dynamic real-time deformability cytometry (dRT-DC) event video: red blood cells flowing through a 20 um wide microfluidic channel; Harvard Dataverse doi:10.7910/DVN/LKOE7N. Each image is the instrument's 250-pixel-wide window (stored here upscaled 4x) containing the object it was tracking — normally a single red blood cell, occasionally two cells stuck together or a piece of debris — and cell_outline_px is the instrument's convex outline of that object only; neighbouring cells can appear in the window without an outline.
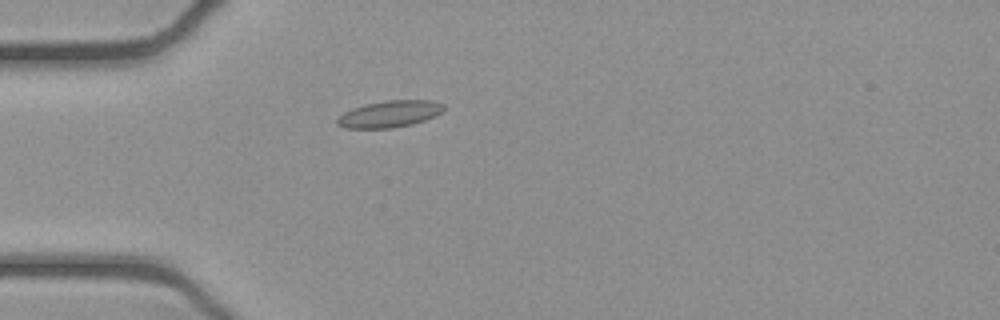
{"species": "common noctule bat (a hibernating species)", "species_latin": "Nyctalus noctula", "temperature_condition": "cold", "stored_images_in_passage": 42, "camera_frame_rate_fps": 3000, "um_per_image_px": 0.085, "animal": {"sex": "female", "body_mass_g": 21.9}, "frame": {"image": 1, "passage_image": 4, "time_ms": 1.0, "image_size_px": [1000, 320], "cell_outline_px": [[444, 112], [436, 116], [412, 124], [392, 128], [344, 128], [336, 124], [336, 120], [344, 112], [352, 108], [364, 104], [388, 100], [432, 100], [444, 104]], "centroid_in_image_um": [33.13, 9.68], "position_along_channel_um": 51.9, "area_um2": 16.7}}
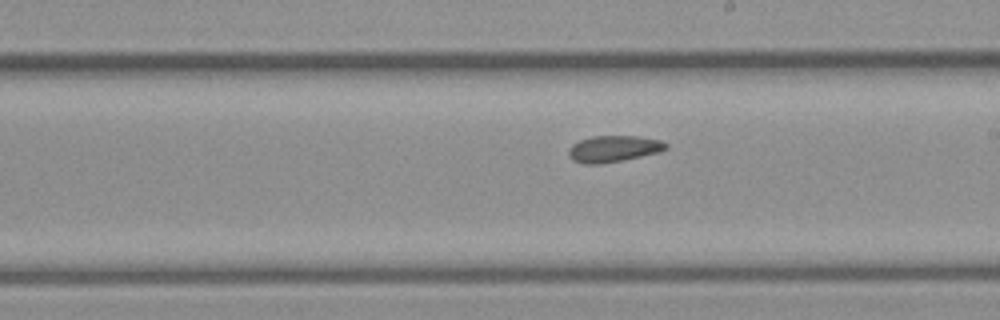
{"frame": {"image": 2, "passage_image": 19, "time_ms": 6.0, "image_size_px": [1000, 320], "cell_outline_px": [[668, 148], [660, 152], [600, 164], [584, 164], [572, 160], [568, 156], [568, 148], [572, 144], [580, 140], [592, 136], [636, 136], [660, 140], [668, 144]], "centroid_in_image_um": [52.12, 12.64], "position_along_channel_um": 236.9, "area_um2": 14.97}}
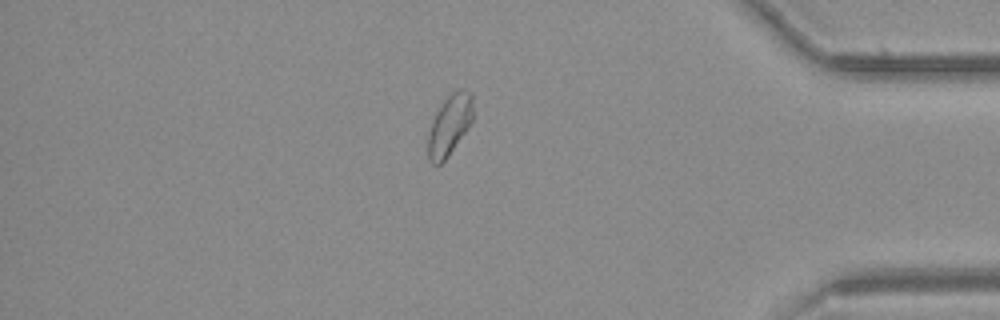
{"frame": {"image": 3, "passage_image": 34, "time_ms": 11.0, "image_size_px": [1000, 320], "cell_outline_px": [[472, 120], [468, 128], [448, 156], [440, 164], [432, 164], [428, 160], [428, 132], [432, 120], [436, 112], [444, 100], [452, 92], [460, 88], [464, 88], [472, 92]], "centroid_in_image_um": [38.2, 10.61], "position_along_channel_um": 397.0, "area_um2": 15.9}, "authors_computed_cell_mechanics": {"area_um2": 15.5193, "velocity_mm_per_s": 3.8795, "shape_relaxation_time_tau1_ms": null, "shape_relaxation_time_tau2_ms": 5.0396, "deformation_change_tau1": null, "deformation_change_tau2": 0.076}}